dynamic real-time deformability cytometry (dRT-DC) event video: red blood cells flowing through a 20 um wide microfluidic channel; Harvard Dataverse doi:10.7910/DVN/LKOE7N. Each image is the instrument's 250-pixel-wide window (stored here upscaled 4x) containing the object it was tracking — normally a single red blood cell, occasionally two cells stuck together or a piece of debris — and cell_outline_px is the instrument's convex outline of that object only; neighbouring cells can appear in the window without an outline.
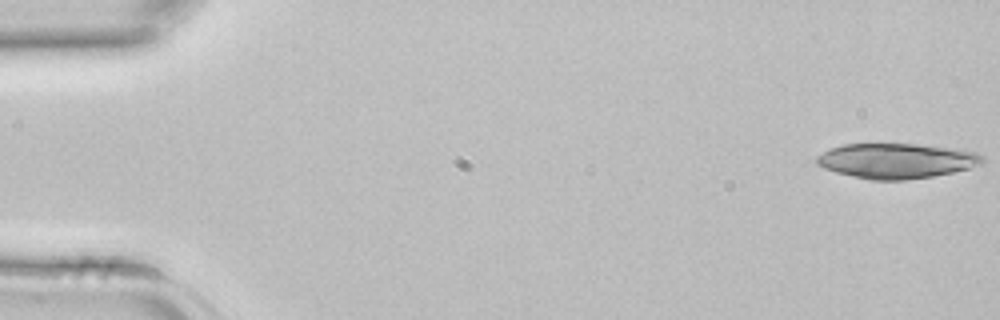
{"species": "common noctule bat (a hibernating species)", "species_latin": "Nyctalus noctula", "temperature_condition": "room temperature", "stored_images_in_passage": 9, "camera_frame_rate_fps": 3000, "um_per_image_px": 0.085, "animal": {"sex": "female", "body_mass_g": 22.7, "forearm_length_mm": 54.2}, "frame": {"image": 1, "passage_image": 1, "time_ms": 0.0, "image_size_px": [1000, 320], "cell_outline_px": [[984, 160], [980, 164], [968, 168], [952, 172], [932, 176], [908, 180], [872, 180], [852, 176], [836, 172], [824, 168], [816, 164], [816, 156], [832, 148], [844, 144], [916, 144], [952, 148], [976, 152], [984, 156]], "centroid_in_image_um": [76.19, 13.67], "position_along_channel_um": 8.8, "area_um2": 33.7}}